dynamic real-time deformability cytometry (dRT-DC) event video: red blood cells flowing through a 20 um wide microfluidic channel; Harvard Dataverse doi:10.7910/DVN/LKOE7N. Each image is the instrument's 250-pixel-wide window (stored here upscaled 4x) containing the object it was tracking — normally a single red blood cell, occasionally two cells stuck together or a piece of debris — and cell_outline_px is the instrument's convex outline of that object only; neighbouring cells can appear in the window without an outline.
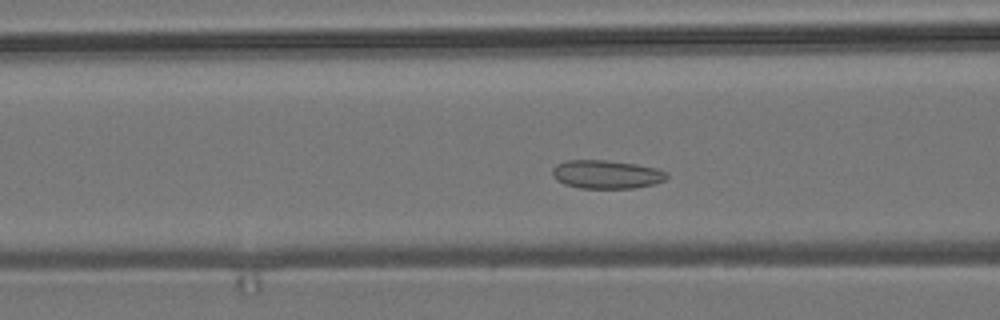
{"species": "common noctule bat (a hibernating species)", "species_latin": "Nyctalus noctula", "temperature_condition": "room temperature", "stored_images_in_passage": 51, "camera_frame_rate_fps": 3000, "um_per_image_px": 0.085, "animal": {"sex": "male", "body_mass_g": 19.2, "forearm_length_mm": 51.8}, "frame": {"image": 1, "passage_image": 17, "time_ms": 5.333, "image_size_px": [1000, 320], "cell_outline_px": [[668, 176], [664, 180], [652, 184], [636, 188], [580, 188], [564, 184], [556, 180], [552, 176], [552, 168], [556, 164], [564, 160], [604, 160], [636, 164], [660, 168], [668, 172]], "centroid_in_image_um": [51.54, 14.81], "position_along_channel_um": 115.1, "area_um2": 19.19}}
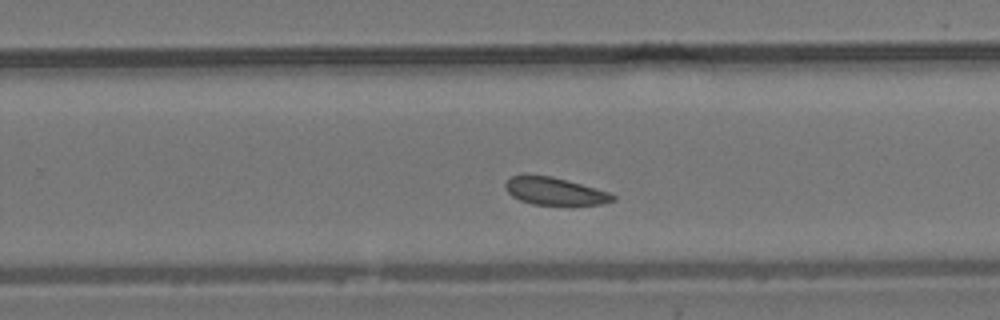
{"frame": {"image": 2, "passage_image": 31, "time_ms": 10.0, "image_size_px": [1000, 320], "cell_outline_px": [[616, 200], [604, 204], [532, 204], [520, 200], [512, 196], [504, 188], [504, 184], [512, 176], [552, 176], [612, 192], [616, 196]], "centroid_in_image_um": [47.21, 16.26], "position_along_channel_um": 282.6, "area_um2": 17.05}}
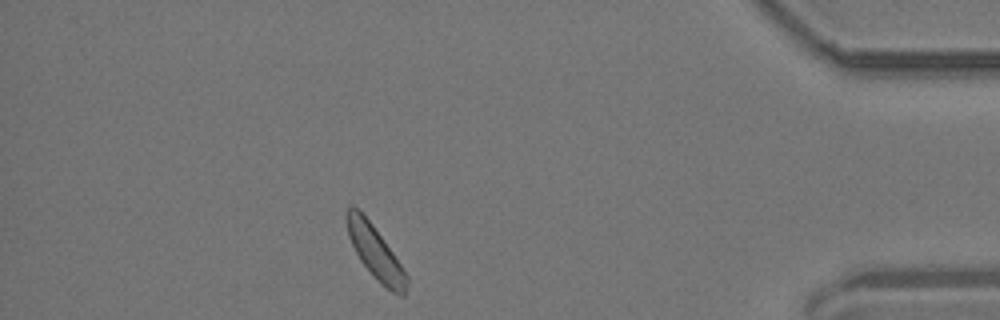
{"frame": {"image": 3, "passage_image": 45, "time_ms": 14.667, "image_size_px": [1000, 320], "cell_outline_px": [[408, 284], [404, 296], [400, 296], [392, 292], [380, 284], [376, 280], [360, 260], [348, 236], [344, 216], [344, 212], [348, 204], [352, 204], [372, 224], [392, 252], [408, 276]], "centroid_in_image_um": [31.87, 21.44], "position_along_channel_um": 403.3, "area_um2": 18.55}, "authors_computed_cell_mechanics": {"area_um2": 18.4382, "velocity_mm_per_s": 3.6003, "shape_relaxation_time_tau1_ms": null, "shape_relaxation_time_tau2_ms": 4.5373, "deformation_change_tau1": null, "deformation_change_tau2": 0.0818}}